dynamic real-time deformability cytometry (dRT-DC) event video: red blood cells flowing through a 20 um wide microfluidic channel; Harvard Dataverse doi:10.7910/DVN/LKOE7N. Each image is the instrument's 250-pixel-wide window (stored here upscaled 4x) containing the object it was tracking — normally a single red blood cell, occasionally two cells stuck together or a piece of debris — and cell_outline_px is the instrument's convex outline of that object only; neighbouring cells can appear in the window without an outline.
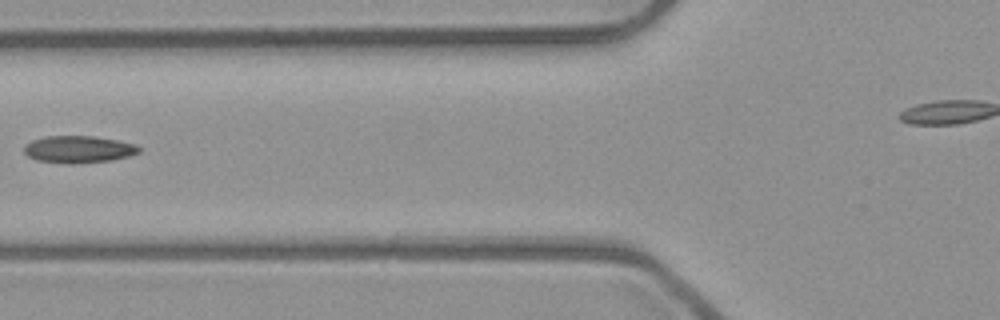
{"species": "common noctule bat (a hibernating species)", "species_latin": "Nyctalus noctula", "temperature_condition": "room temperature", "stored_images_in_passage": 6, "camera_frame_rate_fps": 3000, "um_per_image_px": 0.085, "animal": {"sex": "male", "body_mass_g": 23.1, "forearm_length_mm": 52.7}, "frame": {"image": 1, "passage_image": 5, "time_ms": 1.333, "image_size_px": [1000, 320], "cell_outline_px": [[140, 152], [128, 156], [112, 160], [72, 164], [64, 164], [36, 160], [28, 156], [24, 152], [24, 148], [32, 140], [44, 136], [92, 136], [116, 140], [136, 144], [140, 148]], "centroid_in_image_um": [6.67, 12.7], "position_along_channel_um": 119.1, "area_um2": 18.15}}
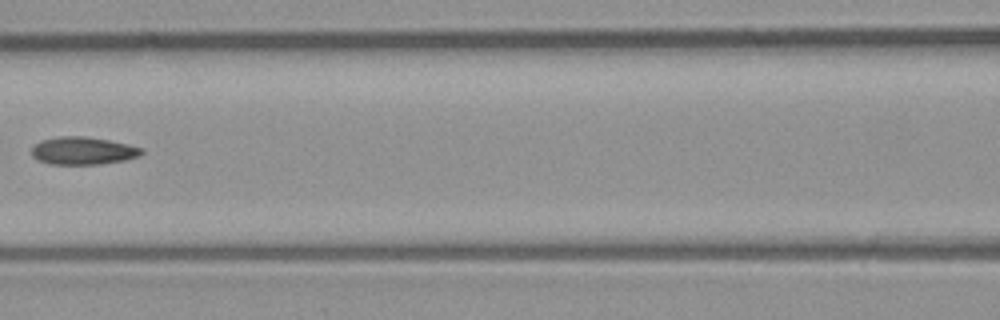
{"frame": {"image": 2, "passage_image": 6, "time_ms": 1.667, "image_size_px": [1000, 320], "cell_outline_px": [[144, 152], [140, 156], [124, 160], [100, 164], [48, 164], [32, 156], [32, 148], [40, 140], [60, 136], [84, 136], [108, 140], [128, 144], [144, 148]], "centroid_in_image_um": [7.08, 12.81], "position_along_channel_um": 159.5, "area_um2": 17.74}}